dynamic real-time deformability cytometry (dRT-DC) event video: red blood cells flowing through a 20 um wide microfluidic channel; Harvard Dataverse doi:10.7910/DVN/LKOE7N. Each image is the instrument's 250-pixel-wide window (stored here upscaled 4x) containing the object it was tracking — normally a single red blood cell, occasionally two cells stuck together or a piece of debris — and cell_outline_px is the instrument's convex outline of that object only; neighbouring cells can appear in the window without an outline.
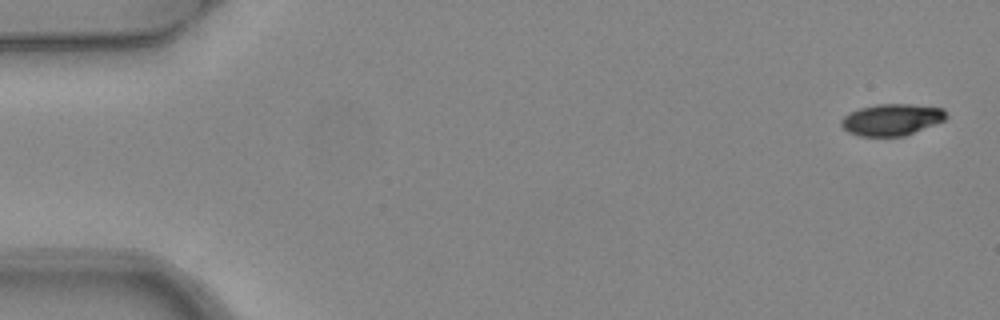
{"species": "common noctule bat (a hibernating species)", "species_latin": "Nyctalus noctula", "temperature_condition": "warm", "stored_images_in_passage": 4, "camera_frame_rate_fps": 3000, "um_per_image_px": 0.085, "animal": {"sex": "female", "body_mass_g": 24.6, "forearm_length_mm": 56.2}, "frame": {"image": 1, "passage_image": 1, "time_ms": 0.0, "image_size_px": [1000, 320], "cell_outline_px": [[948, 116], [944, 120], [904, 136], [860, 136], [848, 132], [840, 124], [840, 120], [848, 112], [860, 108], [876, 104], [912, 104], [944, 108]], "centroid_in_image_um": [75.78, 10.16], "position_along_channel_um": 9.2, "area_um2": 19.36}}
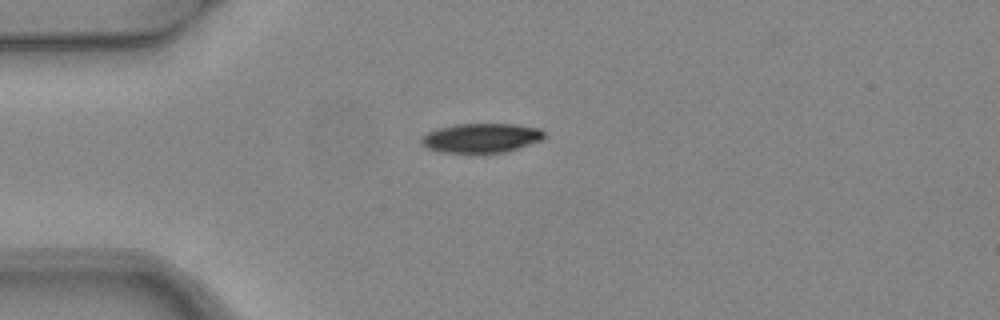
{"frame": {"image": 2, "passage_image": 4, "time_ms": 1.0, "image_size_px": [1000, 320], "cell_outline_px": [[544, 136], [540, 140], [504, 152], [440, 152], [428, 148], [420, 144], [420, 136], [428, 132], [440, 128], [456, 124], [512, 124], [540, 128], [544, 132]], "centroid_in_image_um": [40.85, 11.72], "position_along_channel_um": 44.2, "area_um2": 20.69}}